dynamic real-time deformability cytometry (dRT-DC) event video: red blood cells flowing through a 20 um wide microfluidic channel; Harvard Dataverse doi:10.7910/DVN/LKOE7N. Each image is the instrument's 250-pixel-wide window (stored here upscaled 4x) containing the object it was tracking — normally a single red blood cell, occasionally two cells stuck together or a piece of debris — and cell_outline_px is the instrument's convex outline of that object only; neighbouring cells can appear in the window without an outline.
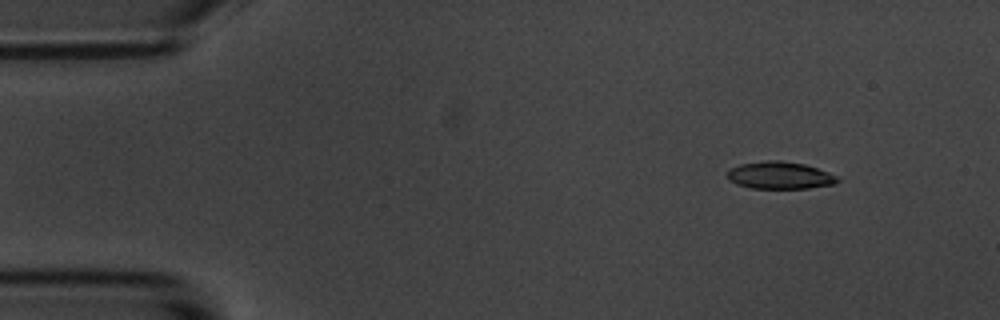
{"species": "common noctule bat (a hibernating species)", "species_latin": "Nyctalus noctula", "temperature_condition": "room temperature", "stored_images_in_passage": 3, "camera_frame_rate_fps": 3000, "um_per_image_px": 0.085, "animal": {"sex": "male", "body_mass_g": 20.1, "forearm_length_mm": 53.5}, "frame": {"image": 1, "passage_image": 1, "time_ms": 0.0, "image_size_px": [1000, 320], "cell_outline_px": [[840, 180], [832, 184], [808, 188], [752, 188], [736, 184], [728, 180], [728, 172], [732, 168], [740, 164], [768, 160], [780, 160], [804, 164], [828, 172], [836, 176]], "centroid_in_image_um": [66.27, 14.9], "position_along_channel_um": 18.7, "area_um2": 17.28}}
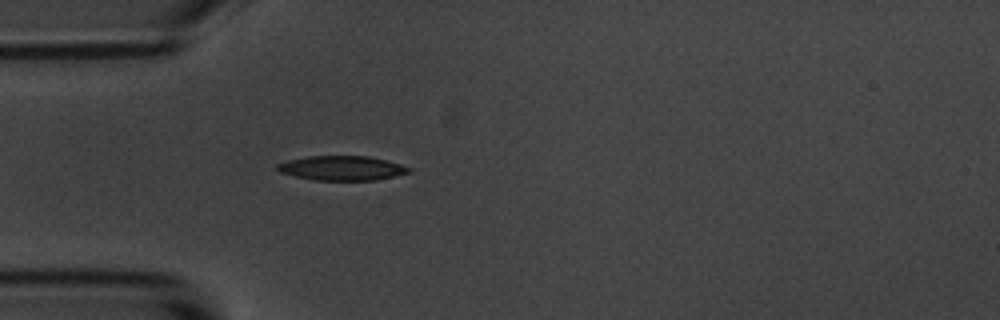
{"frame": {"image": 2, "passage_image": 3, "time_ms": 3.333, "image_size_px": [1000, 320], "cell_outline_px": [[412, 172], [376, 180], [316, 180], [296, 176], [280, 172], [276, 168], [276, 164], [288, 160], [308, 156], [368, 156], [400, 164], [412, 168]], "centroid_in_image_um": [29.07, 14.29], "position_along_channel_um": 55.9, "area_um2": 18.67}}